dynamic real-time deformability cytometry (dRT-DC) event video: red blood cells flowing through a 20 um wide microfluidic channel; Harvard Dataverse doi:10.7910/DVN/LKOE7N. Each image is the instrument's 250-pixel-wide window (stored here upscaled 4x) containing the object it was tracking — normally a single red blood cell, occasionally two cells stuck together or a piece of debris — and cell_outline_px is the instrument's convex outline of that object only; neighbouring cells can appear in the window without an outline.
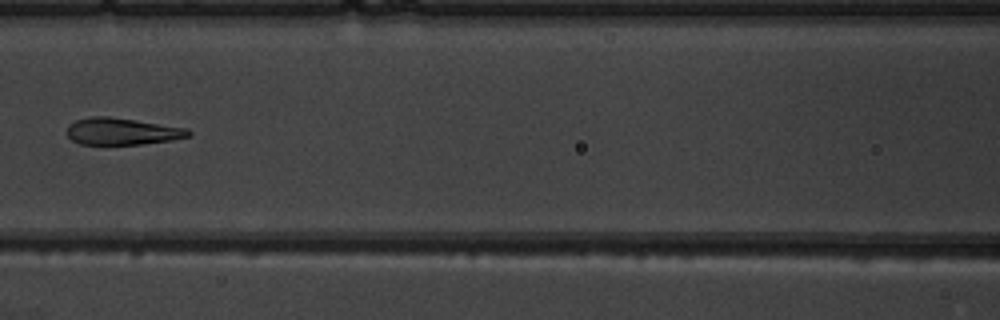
{"species": "common noctule bat (a hibernating species)", "species_latin": "Nyctalus noctula", "temperature_condition": "warm", "stored_images_in_passage": 6, "camera_frame_rate_fps": 3000, "um_per_image_px": 0.085, "animal": {"sex": "male", "body_mass_g": 19.5, "forearm_length_mm": 54.6}, "frame": {"image": 1, "passage_image": 6, "time_ms": 6.667, "image_size_px": [1000, 320], "cell_outline_px": [[192, 136], [172, 140], [144, 144], [80, 144], [72, 140], [68, 136], [68, 124], [76, 120], [92, 116], [108, 116], [136, 120], [188, 128], [192, 132]], "centroid_in_image_um": [10.41, 11.16], "position_along_channel_um": 156.2, "area_um2": 19.13}}